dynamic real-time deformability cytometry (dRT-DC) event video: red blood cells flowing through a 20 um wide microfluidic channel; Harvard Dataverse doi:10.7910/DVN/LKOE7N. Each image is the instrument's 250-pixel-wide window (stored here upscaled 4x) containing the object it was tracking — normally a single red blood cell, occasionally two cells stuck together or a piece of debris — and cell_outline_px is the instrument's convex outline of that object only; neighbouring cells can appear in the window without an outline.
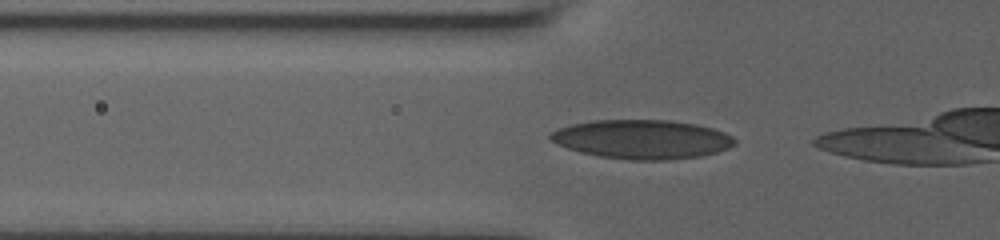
{"species": "human", "species_latin": "Homo sapiens", "temperature_condition": "room temperature", "stored_images_in_passage": 29, "camera_frame_rate_fps": 3000, "um_per_image_px": 0.085, "donor": {"sex": "male"}, "frame": {"image": 1, "passage_image": 13, "time_ms": 4.0, "image_size_px": [1000, 240], "cell_outline_px": [[736, 144], [728, 148], [716, 152], [700, 156], [664, 160], [632, 160], [600, 156], [580, 152], [556, 144], [548, 136], [552, 132], [560, 128], [572, 124], [592, 120], [672, 120], [696, 124], [712, 128], [724, 132], [732, 136], [736, 140]], "centroid_in_image_um": [54.59, 11.83], "position_along_channel_um": 71.2, "area_um2": 41.85}}
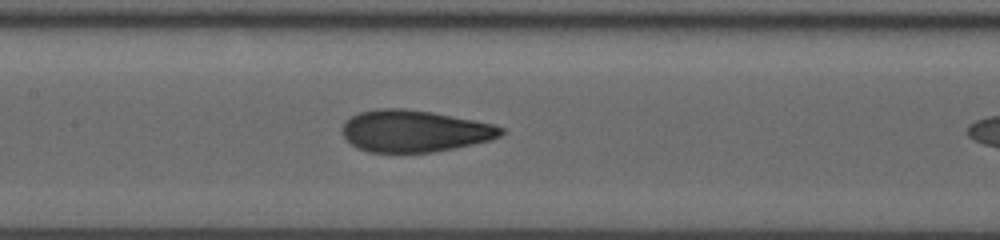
{"frame": {"image": 2, "passage_image": 21, "time_ms": 6.667, "image_size_px": [1000, 240], "cell_outline_px": [[504, 132], [500, 136], [492, 140], [456, 148], [432, 152], [368, 152], [356, 148], [340, 132], [340, 128], [352, 116], [360, 112], [376, 108], [404, 108], [432, 112], [492, 124], [504, 128]], "centroid_in_image_um": [35.21, 11.14], "position_along_channel_um": 172.2, "area_um2": 38.73}}
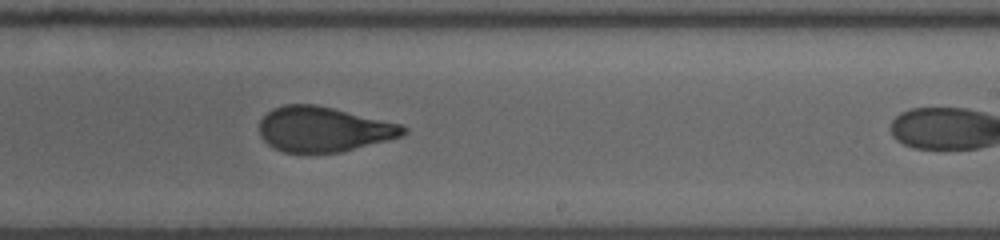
{"frame": {"image": 3, "passage_image": 28, "time_ms": 9.0, "image_size_px": [1000, 240], "cell_outline_px": [[408, 132], [404, 136], [340, 152], [284, 152], [268, 144], [260, 136], [260, 120], [272, 108], [284, 104], [312, 104], [332, 108], [404, 124], [408, 128]], "centroid_in_image_um": [27.54, 10.98], "position_along_channel_um": 261.5, "area_um2": 37.74}}